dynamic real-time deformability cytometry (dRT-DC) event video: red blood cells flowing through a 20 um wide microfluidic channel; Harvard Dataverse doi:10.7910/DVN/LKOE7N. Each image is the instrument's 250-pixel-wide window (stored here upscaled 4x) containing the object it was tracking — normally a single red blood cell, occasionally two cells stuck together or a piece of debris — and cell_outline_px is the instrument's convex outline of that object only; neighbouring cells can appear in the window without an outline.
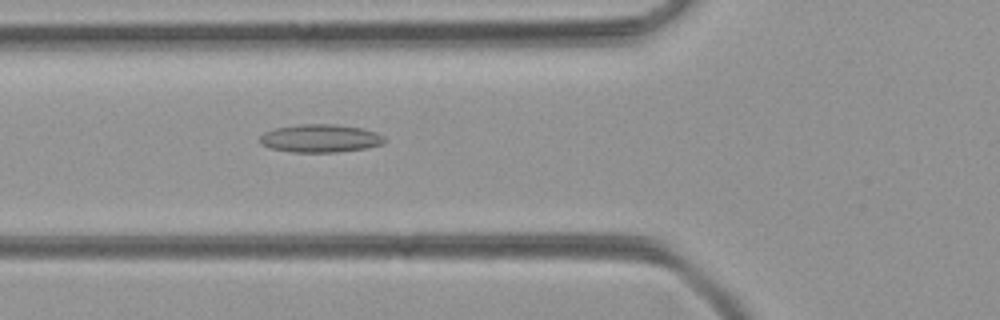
{"species": "common noctule bat (a hibernating species)", "species_latin": "Nyctalus noctula", "temperature_condition": "room temperature", "stored_images_in_passage": 35, "camera_frame_rate_fps": 3000, "um_per_image_px": 0.085, "animal": {"sex": "female", "body_mass_g": 21.9}, "frame": {"image": 1, "passage_image": 4, "time_ms": 1.0, "image_size_px": [1000, 320], "cell_outline_px": [[384, 140], [380, 144], [364, 148], [336, 152], [292, 152], [268, 148], [260, 144], [260, 136], [264, 132], [276, 128], [300, 124], [336, 124], [364, 128], [376, 132], [384, 136]], "centroid_in_image_um": [27.19, 11.75], "position_along_channel_um": 98.6, "area_um2": 20.35}}
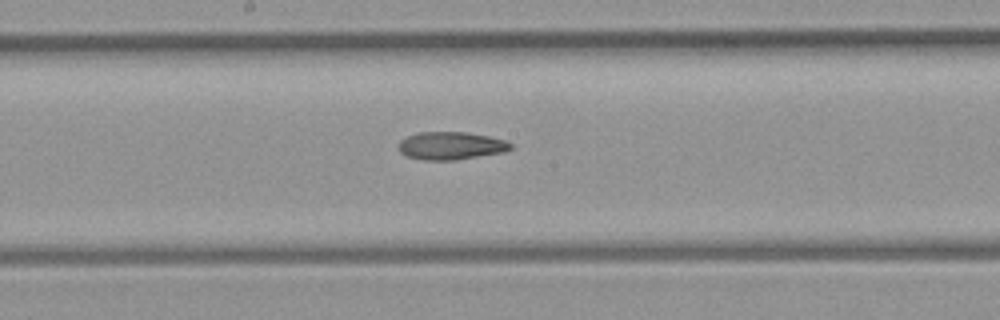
{"frame": {"image": 2, "passage_image": 12, "time_ms": 3.667, "image_size_px": [1000, 320], "cell_outline_px": [[512, 148], [504, 152], [456, 160], [424, 160], [408, 156], [400, 152], [400, 140], [408, 136], [420, 132], [464, 132], [488, 136], [504, 140], [512, 144]], "centroid_in_image_um": [38.35, 12.39], "position_along_channel_um": 209.9, "area_um2": 17.98}}
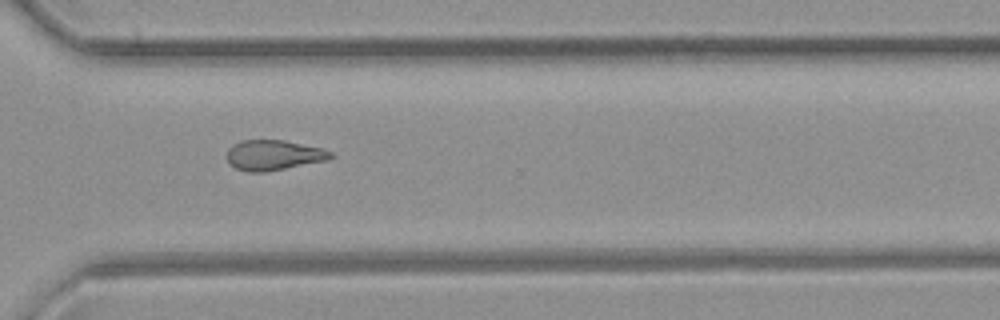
{"frame": {"image": 3, "passage_image": 22, "time_ms": 7.0, "image_size_px": [1000, 320], "cell_outline_px": [[336, 156], [328, 160], [264, 172], [248, 172], [236, 168], [228, 164], [228, 148], [232, 144], [240, 140], [284, 140], [324, 148], [332, 152]], "centroid_in_image_um": [23.28, 13.18], "position_along_channel_um": 347.3, "area_um2": 18.44}}